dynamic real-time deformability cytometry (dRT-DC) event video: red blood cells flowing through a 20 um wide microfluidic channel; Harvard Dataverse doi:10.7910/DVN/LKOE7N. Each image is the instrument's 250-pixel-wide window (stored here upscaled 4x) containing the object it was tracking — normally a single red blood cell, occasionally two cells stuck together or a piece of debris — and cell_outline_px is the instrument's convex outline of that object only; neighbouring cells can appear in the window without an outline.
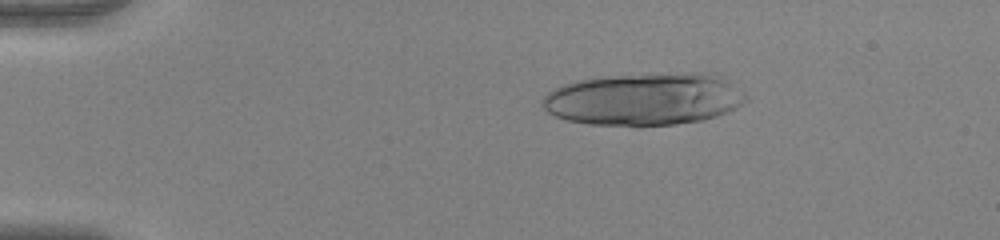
{"species": "human", "species_latin": "Homo sapiens", "temperature_condition": "warm", "stored_images_in_passage": 25, "segment_of_instrument_passage": [1, 2], "camera_frame_rate_fps": 3000, "um_per_image_px": 0.085, "donor": {"sex": "female"}, "frame": {"image": 1, "passage_image": 10, "time_ms": 3.0, "image_size_px": [1000, 240], "cell_outline_px": [[748, 100], [736, 108], [728, 112], [704, 120], [676, 124], [588, 124], [568, 120], [556, 116], [548, 112], [540, 104], [544, 96], [548, 92], [564, 84], [580, 80], [608, 76], [692, 72], [712, 76], [724, 80], [744, 92], [748, 96]], "centroid_in_image_um": [54.74, 8.43], "position_along_channel_um": 30.3, "area_um2": 61.15}}